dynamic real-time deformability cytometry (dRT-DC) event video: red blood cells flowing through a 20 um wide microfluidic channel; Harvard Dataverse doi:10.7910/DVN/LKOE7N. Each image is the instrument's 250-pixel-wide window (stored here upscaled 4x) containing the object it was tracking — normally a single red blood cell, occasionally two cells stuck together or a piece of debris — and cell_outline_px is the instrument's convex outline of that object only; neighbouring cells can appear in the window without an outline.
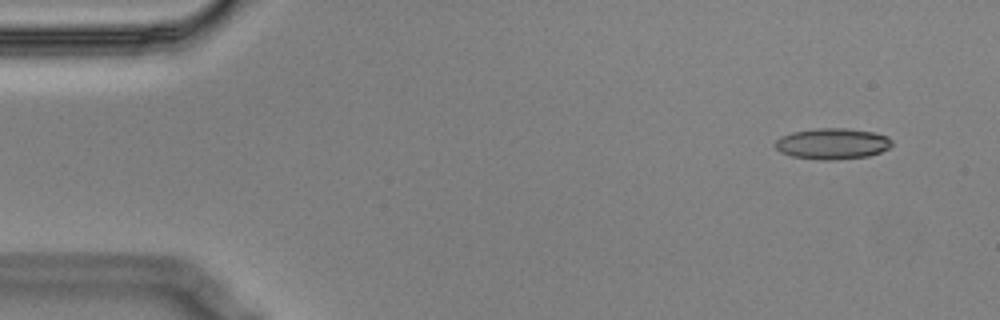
{"species": "Egyptian fruit bat (a non-hibernating species)", "species_latin": "Rousettus aegyptiacus", "temperature_condition": "cold", "stored_images_in_passage": 17, "camera_frame_rate_fps": 3000, "um_per_image_px": 0.085, "animal": {"sex": "male"}, "frame": {"image": 1, "passage_image": 4, "time_ms": 1.0, "image_size_px": [1000, 320], "cell_outline_px": [[892, 144], [888, 148], [880, 152], [868, 156], [836, 160], [824, 160], [792, 156], [780, 152], [776, 148], [776, 140], [780, 136], [792, 132], [816, 128], [848, 128], [872, 132], [888, 136], [892, 140]], "centroid_in_image_um": [70.76, 12.21], "position_along_channel_um": 14.2, "area_um2": 21.1}}
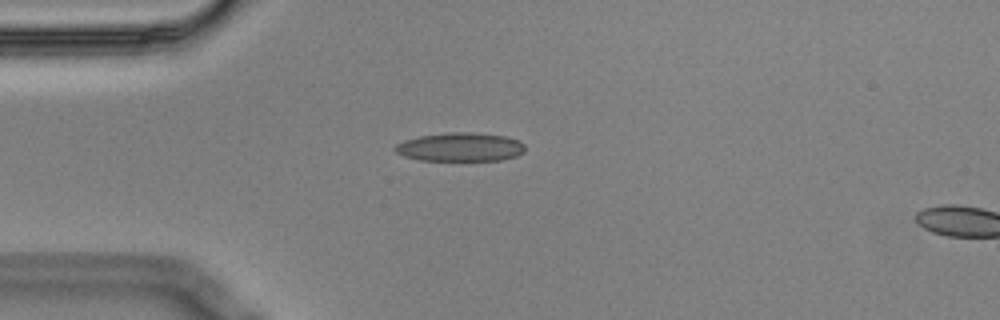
{"frame": {"image": 2, "passage_image": 14, "time_ms": 4.333, "image_size_px": [1000, 320], "cell_outline_px": [[524, 152], [516, 156], [500, 160], [420, 160], [404, 156], [396, 152], [392, 148], [396, 144], [404, 140], [420, 136], [448, 132], [472, 132], [504, 136], [520, 140], [524, 144]], "centroid_in_image_um": [39.11, 12.49], "position_along_channel_um": 45.9, "area_um2": 21.73}}